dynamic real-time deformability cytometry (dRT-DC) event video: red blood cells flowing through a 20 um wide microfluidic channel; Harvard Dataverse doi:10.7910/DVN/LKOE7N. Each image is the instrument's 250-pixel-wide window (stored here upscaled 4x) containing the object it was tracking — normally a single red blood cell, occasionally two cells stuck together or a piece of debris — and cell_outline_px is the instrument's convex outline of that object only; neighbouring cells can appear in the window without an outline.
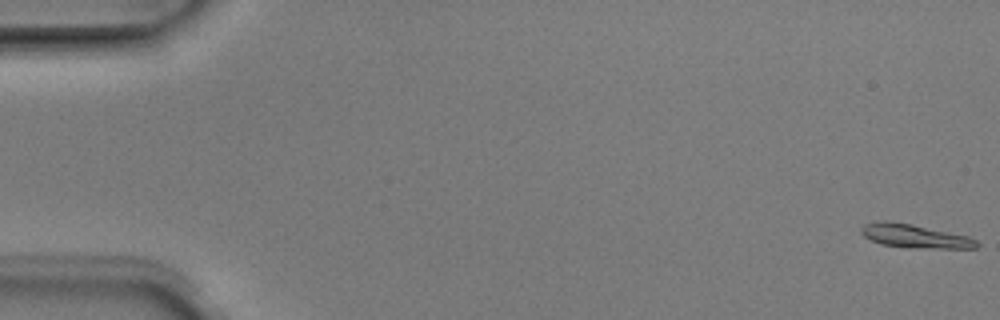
{"species": "Egyptian fruit bat (a non-hibernating species)", "species_latin": "Rousettus aegyptiacus", "temperature_condition": "room temperature", "stored_images_in_passage": 5, "camera_frame_rate_fps": 3000, "um_per_image_px": 0.085, "animal": {"sex": "male"}, "frame": {"image": 1, "passage_image": 1, "time_ms": 0.0, "image_size_px": [1000, 320], "cell_outline_px": [[980, 244], [976, 248], [908, 248], [880, 244], [864, 236], [860, 232], [860, 228], [864, 224], [880, 220], [888, 220], [912, 224], [968, 236], [976, 240]], "centroid_in_image_um": [77.73, 20.06], "position_along_channel_um": 7.3, "area_um2": 16.01}}
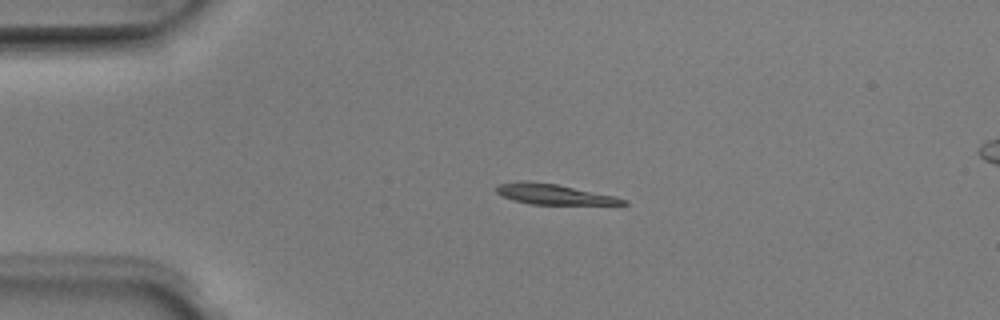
{"frame": {"image": 2, "passage_image": 4, "time_ms": 1.0, "image_size_px": [1000, 320], "cell_outline_px": [[628, 204], [532, 204], [512, 200], [496, 192], [496, 184], [520, 180], [528, 180], [556, 184], [616, 196], [628, 200]], "centroid_in_image_um": [47.03, 16.49], "position_along_channel_um": 38.0, "area_um2": 15.03}}